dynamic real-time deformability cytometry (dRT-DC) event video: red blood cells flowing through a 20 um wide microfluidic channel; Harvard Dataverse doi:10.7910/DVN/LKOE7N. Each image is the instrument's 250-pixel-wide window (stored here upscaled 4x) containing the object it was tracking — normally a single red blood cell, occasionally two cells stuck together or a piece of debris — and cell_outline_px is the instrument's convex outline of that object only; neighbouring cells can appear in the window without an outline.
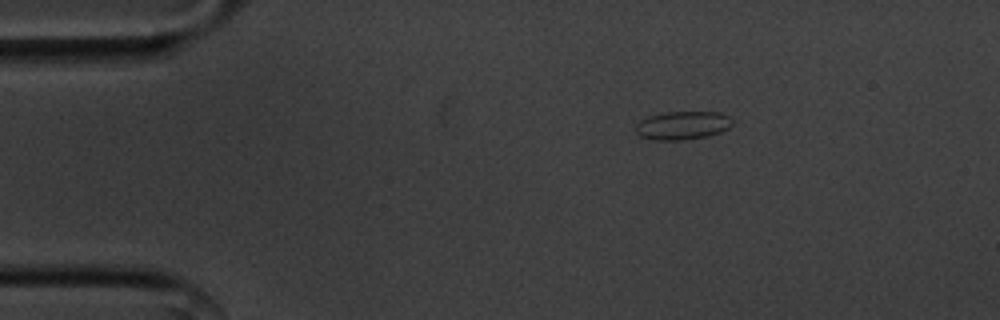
{"species": "common noctule bat (a hibernating species)", "species_latin": "Nyctalus noctula", "temperature_condition": "cold", "stored_images_in_passage": 47, "camera_frame_rate_fps": 3000, "um_per_image_px": 0.085, "animal": {"sex": "male", "body_mass_g": 20.1, "forearm_length_mm": 53.5}, "frame": {"image": 1, "passage_image": 1, "time_ms": 0.0, "image_size_px": [1000, 320], "cell_outline_px": [[732, 124], [728, 128], [720, 132], [708, 136], [680, 140], [656, 140], [640, 136], [636, 132], [636, 124], [640, 120], [648, 116], [664, 112], [720, 112], [728, 116], [732, 120]], "centroid_in_image_um": [58.01, 10.65], "position_along_channel_um": 27.0, "area_um2": 15.95}}
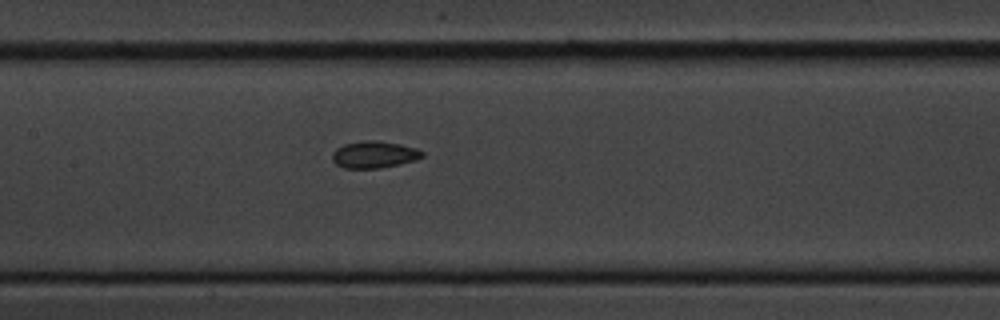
{"frame": {"image": 2, "passage_image": 18, "time_ms": 5.667, "image_size_px": [1000, 320], "cell_outline_px": [[424, 156], [416, 160], [400, 164], [380, 168], [344, 168], [336, 164], [332, 160], [332, 152], [336, 148], [344, 144], [364, 140], [376, 140], [400, 144], [416, 148], [424, 152]], "centroid_in_image_um": [31.8, 13.13], "position_along_channel_um": 175.6, "area_um2": 14.22}}
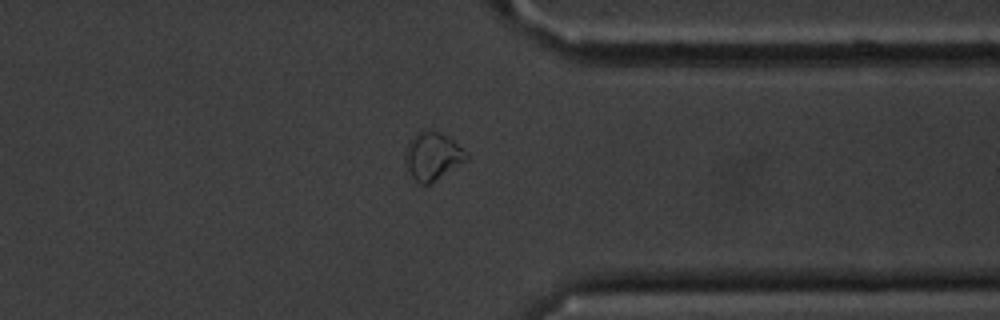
{"frame": {"image": 3, "passage_image": 35, "time_ms": 11.333, "image_size_px": [1000, 320], "cell_outline_px": [[468, 160], [428, 184], [420, 184], [412, 176], [404, 160], [404, 152], [412, 136], [420, 128], [424, 128], [440, 132], [464, 148], [468, 152]], "centroid_in_image_um": [36.77, 13.22], "position_along_channel_um": 374.6, "area_um2": 17.17}, "authors_computed_cell_mechanics": {"area_um2": 14.3922, "velocity_mm_per_s": 3.5861, "shape_relaxation_time_tau1_ms": 5.1494, "shape_relaxation_time_tau2_ms": 4.0043, "deformation_change_tau1": 0.1011, "deformation_change_tau2": 0.0657}}